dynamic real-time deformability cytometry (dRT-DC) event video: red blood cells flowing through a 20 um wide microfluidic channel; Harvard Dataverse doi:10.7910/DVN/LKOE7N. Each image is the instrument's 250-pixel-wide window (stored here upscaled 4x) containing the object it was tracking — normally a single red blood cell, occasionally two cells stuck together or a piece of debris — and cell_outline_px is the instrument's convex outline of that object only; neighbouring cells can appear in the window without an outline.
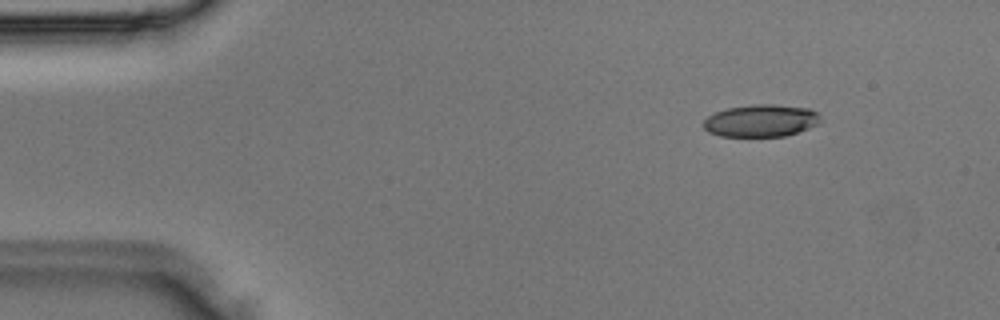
{"species": "Egyptian fruit bat (a non-hibernating species)", "species_latin": "Rousettus aegyptiacus", "temperature_condition": "room temperature", "stored_images_in_passage": 2, "camera_frame_rate_fps": 3000, "um_per_image_px": 0.085, "animal": {"sex": "male"}, "frame": {"image": 1, "passage_image": 2, "time_ms": 0.333, "image_size_px": [1000, 320], "cell_outline_px": [[820, 124], [784, 136], [720, 136], [708, 132], [704, 128], [704, 120], [708, 116], [716, 112], [728, 108], [756, 104], [772, 104], [808, 108], [816, 112], [820, 116]], "centroid_in_image_um": [64.68, 10.26], "position_along_channel_um": 20.3, "area_um2": 21.85}}